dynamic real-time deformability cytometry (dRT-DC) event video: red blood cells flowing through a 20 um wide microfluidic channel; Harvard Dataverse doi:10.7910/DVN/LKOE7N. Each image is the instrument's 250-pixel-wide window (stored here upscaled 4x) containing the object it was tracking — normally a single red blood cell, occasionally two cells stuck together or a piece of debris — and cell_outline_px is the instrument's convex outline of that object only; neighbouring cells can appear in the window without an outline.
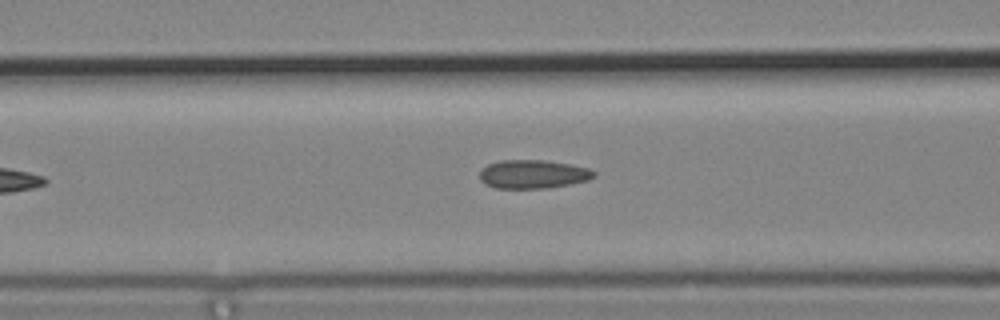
{"species": "common noctule bat (a hibernating species)", "species_latin": "Nyctalus noctula", "temperature_condition": "cold", "stored_images_in_passage": 8, "camera_frame_rate_fps": 3000, "um_per_image_px": 0.085, "animal": {"sex": "male", "body_mass_g": 19.2, "forearm_length_mm": 51.8}, "frame": {"image": 1, "passage_image": 7, "time_ms": 2.0, "image_size_px": [1000, 320], "cell_outline_px": [[596, 176], [588, 180], [548, 188], [496, 188], [484, 184], [480, 180], [480, 172], [488, 164], [500, 160], [544, 160], [568, 164], [588, 168], [596, 172]], "centroid_in_image_um": [45.3, 14.8], "position_along_channel_um": 121.3, "area_um2": 18.96}}
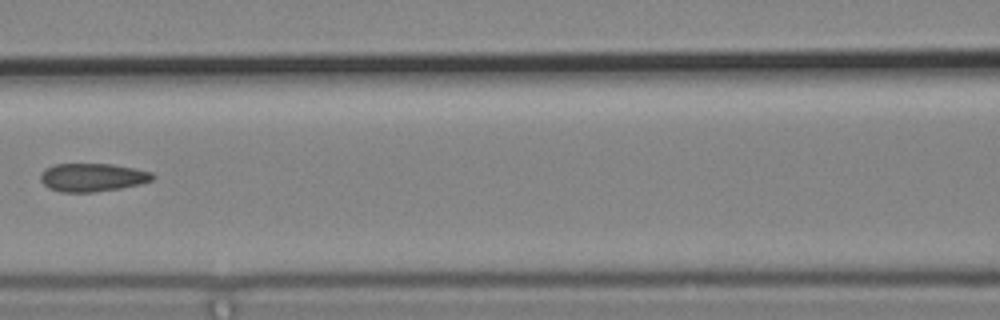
{"frame": {"image": 2, "passage_image": 8, "time_ms": 2.333, "image_size_px": [1000, 320], "cell_outline_px": [[156, 176], [152, 180], [140, 184], [120, 188], [92, 192], [60, 192], [48, 188], [40, 180], [40, 176], [48, 168], [56, 164], [112, 164], [152, 172]], "centroid_in_image_um": [7.88, 15.08], "position_along_channel_um": 158.7, "area_um2": 18.26}}